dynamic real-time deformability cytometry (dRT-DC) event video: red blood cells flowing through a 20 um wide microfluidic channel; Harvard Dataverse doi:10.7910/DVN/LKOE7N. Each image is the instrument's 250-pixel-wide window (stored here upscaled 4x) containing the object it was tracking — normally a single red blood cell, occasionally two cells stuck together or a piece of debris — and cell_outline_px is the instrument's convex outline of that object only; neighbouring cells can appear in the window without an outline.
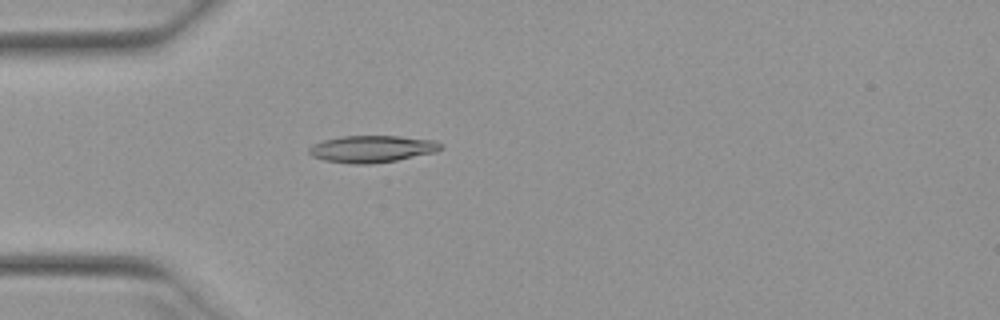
{"species": "Egyptian fruit bat (a non-hibernating species)", "species_latin": "Rousettus aegyptiacus", "temperature_condition": "warm", "stored_images_in_passage": 40, "camera_frame_rate_fps": 3000, "um_per_image_px": 0.085, "animal": {"sex": "female"}, "frame": {"image": 1, "passage_image": 4, "time_ms": 1.0, "image_size_px": [1000, 320], "cell_outline_px": [[444, 148], [436, 152], [396, 160], [372, 164], [352, 164], [324, 160], [312, 156], [308, 152], [308, 148], [312, 144], [324, 140], [340, 136], [400, 136], [436, 140]], "centroid_in_image_um": [31.62, 12.65], "position_along_channel_um": 53.4, "area_um2": 20.81}}
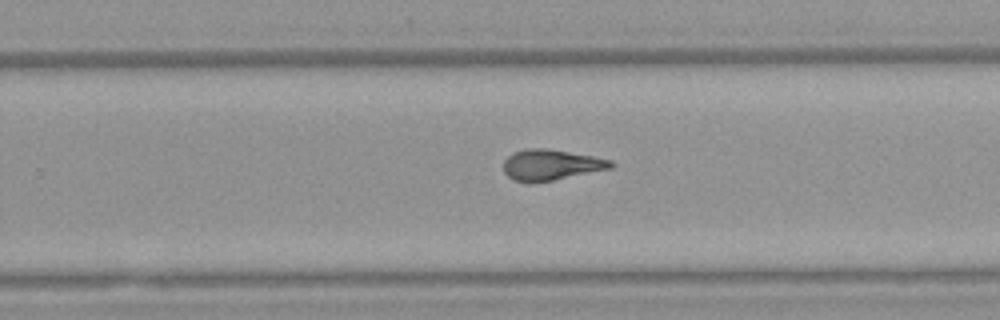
{"frame": {"image": 2, "passage_image": 22, "time_ms": 7.0, "image_size_px": [1000, 320], "cell_outline_px": [[616, 164], [612, 168], [552, 180], [512, 180], [504, 172], [504, 160], [512, 152], [528, 148], [544, 148], [592, 156], [612, 160]], "centroid_in_image_um": [46.85, 13.98], "position_along_channel_um": 282.9, "area_um2": 18.73}}
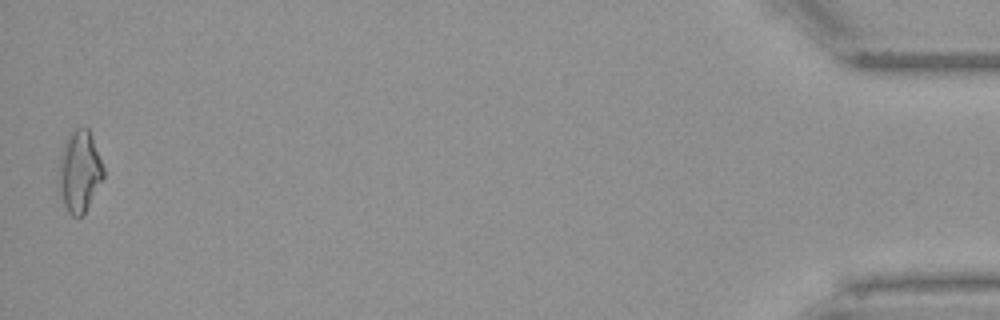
{"frame": {"image": 3, "passage_image": 40, "time_ms": 13.0, "image_size_px": [1000, 320], "cell_outline_px": [[104, 176], [84, 212], [80, 216], [72, 216], [68, 212], [64, 204], [60, 188], [60, 152], [64, 140], [76, 128], [88, 128], [92, 136], [104, 168]], "centroid_in_image_um": [6.76, 14.52], "position_along_channel_um": 428.4, "area_um2": 20.63}, "authors_computed_cell_mechanics": {"area_um2": 19.1318, "velocity_mm_per_s": 3.9723, "shape_relaxation_time_tau1_ms": 6.8047, "shape_relaxation_time_tau2_ms": 1.8226, "deformation_change_tau1": 0.2244, "deformation_change_tau2": 0.0997}}